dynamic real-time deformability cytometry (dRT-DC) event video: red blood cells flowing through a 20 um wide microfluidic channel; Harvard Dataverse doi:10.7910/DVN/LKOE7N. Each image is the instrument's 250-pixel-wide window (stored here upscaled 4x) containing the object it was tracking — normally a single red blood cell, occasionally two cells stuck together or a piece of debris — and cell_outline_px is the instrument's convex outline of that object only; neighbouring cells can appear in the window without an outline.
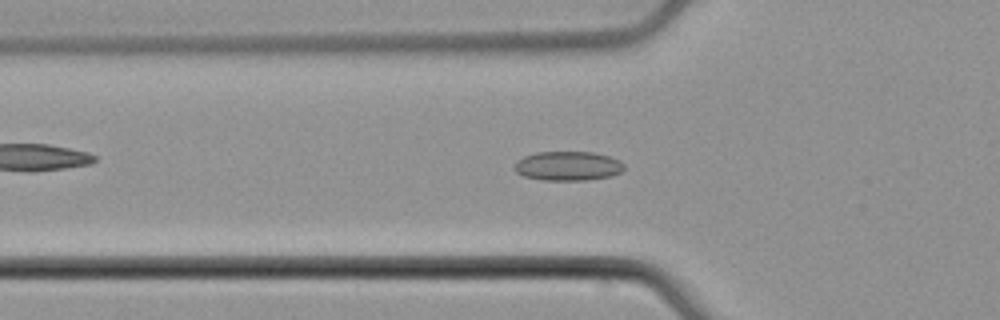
{"species": "common noctule bat (a hibernating species)", "species_latin": "Nyctalus noctula", "temperature_condition": "cold", "stored_images_in_passage": 48, "camera_frame_rate_fps": 3000, "um_per_image_px": 0.085, "animal": {"sex": "male", "body_mass_g": 21.5, "forearm_length_mm": 52.0}, "frame": {"image": 1, "passage_image": 12, "time_ms": 3.667, "image_size_px": [1000, 320], "cell_outline_px": [[624, 168], [620, 172], [612, 176], [588, 180], [544, 180], [524, 176], [516, 172], [512, 168], [516, 160], [524, 156], [536, 152], [592, 152], [608, 156], [620, 160], [624, 164]], "centroid_in_image_um": [48.25, 14.11], "position_along_channel_um": 77.6, "area_um2": 18.84}}
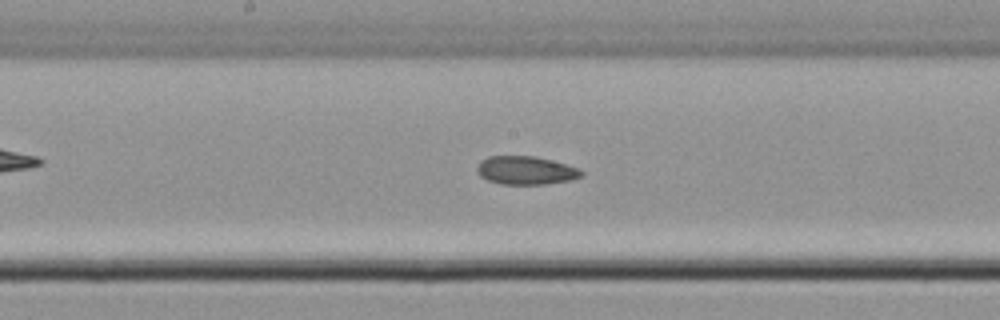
{"frame": {"image": 2, "passage_image": 22, "time_ms": 7.0, "image_size_px": [1000, 320], "cell_outline_px": [[584, 176], [572, 180], [544, 184], [500, 184], [488, 180], [480, 176], [476, 172], [476, 168], [480, 160], [488, 156], [536, 156], [552, 160], [580, 168], [584, 172]], "centroid_in_image_um": [44.71, 14.48], "position_along_channel_um": 203.5, "area_um2": 17.51}}
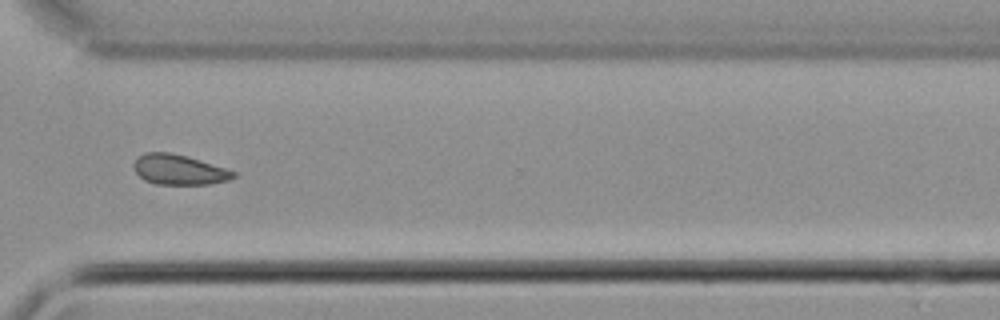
{"frame": {"image": 3, "passage_image": 34, "time_ms": 11.0, "image_size_px": [1000, 320], "cell_outline_px": [[236, 176], [228, 180], [208, 184], [156, 184], [144, 180], [136, 172], [132, 164], [136, 156], [144, 152], [172, 152], [188, 156], [236, 172]], "centroid_in_image_um": [15.16, 14.4], "position_along_channel_um": 355.4, "area_um2": 17.57}, "authors_computed_cell_mechanics": {"area_um2": 17.6001, "velocity_mm_per_s": 3.7834, "shape_relaxation_time_tau1_ms": null, "shape_relaxation_time_tau2_ms": 9.5587, "deformation_change_tau1": null, "deformation_change_tau2": 0.1377}}